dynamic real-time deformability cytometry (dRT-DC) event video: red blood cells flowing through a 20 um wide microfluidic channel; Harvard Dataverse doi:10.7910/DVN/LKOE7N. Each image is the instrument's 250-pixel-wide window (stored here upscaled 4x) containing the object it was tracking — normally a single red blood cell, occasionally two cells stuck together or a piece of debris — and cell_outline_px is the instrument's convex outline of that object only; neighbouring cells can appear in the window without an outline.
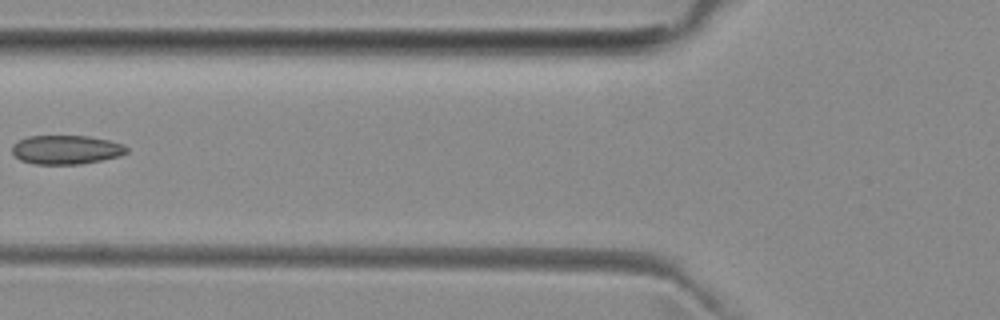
{"species": "common noctule bat (a hibernating species)", "species_latin": "Nyctalus noctula", "temperature_condition": "room temperature", "stored_images_in_passage": 7, "camera_frame_rate_fps": 3000, "um_per_image_px": 0.085, "animal": {"sex": "female", "body_mass_g": 29.2, "forearm_length_mm": 56.3}, "frame": {"image": 1, "passage_image": 6, "time_ms": 5.667, "image_size_px": [1000, 320], "cell_outline_px": [[128, 152], [120, 156], [80, 164], [32, 164], [20, 160], [12, 152], [12, 144], [28, 136], [88, 136], [108, 140], [124, 144], [128, 148]], "centroid_in_image_um": [5.63, 12.72], "position_along_channel_um": 120.2, "area_um2": 19.36}}
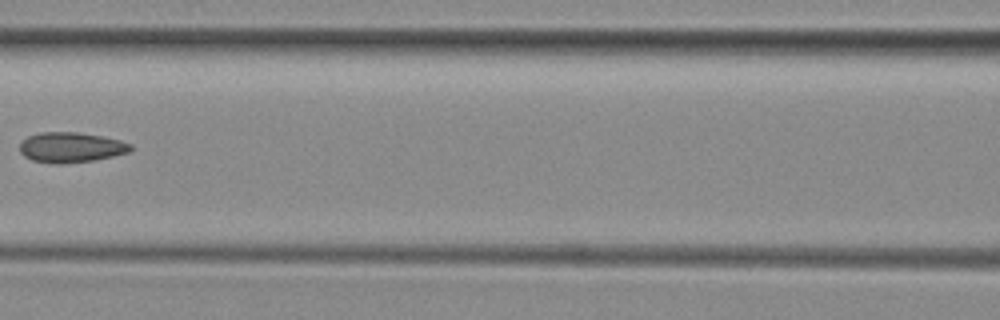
{"frame": {"image": 2, "passage_image": 7, "time_ms": 6.667, "image_size_px": [1000, 320], "cell_outline_px": [[132, 148], [128, 152], [96, 160], [64, 164], [56, 164], [32, 160], [24, 156], [20, 152], [20, 144], [28, 136], [40, 132], [80, 132], [104, 136], [120, 140], [132, 144]], "centroid_in_image_um": [6.04, 12.52], "position_along_channel_um": 160.6, "area_um2": 19.65}}